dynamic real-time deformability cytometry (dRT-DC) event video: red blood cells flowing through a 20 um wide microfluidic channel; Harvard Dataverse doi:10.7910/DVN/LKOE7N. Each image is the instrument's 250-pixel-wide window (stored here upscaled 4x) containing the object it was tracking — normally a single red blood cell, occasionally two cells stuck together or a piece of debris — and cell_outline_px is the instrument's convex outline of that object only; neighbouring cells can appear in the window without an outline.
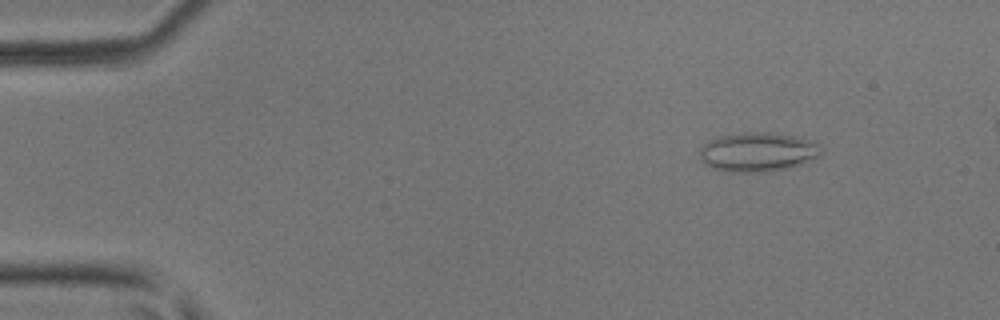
{"species": "common noctule bat (a hibernating species)", "species_latin": "Nyctalus noctula", "temperature_condition": "room temperature", "stored_images_in_passage": 49, "camera_frame_rate_fps": 3000, "um_per_image_px": 0.085, "animal": {"sex": "male", "body_mass_g": 17.9, "forearm_length_mm": 54.2}, "frame": {"image": 1, "passage_image": 6, "time_ms": 1.667, "image_size_px": [1000, 320], "cell_outline_px": [[820, 156], [800, 164], [788, 168], [768, 172], [732, 172], [712, 168], [704, 164], [700, 160], [700, 148], [708, 140], [716, 136], [744, 132], [764, 132], [796, 136], [816, 140], [820, 144]], "centroid_in_image_um": [64.4, 12.91], "position_along_channel_um": 20.6, "area_um2": 28.15}}
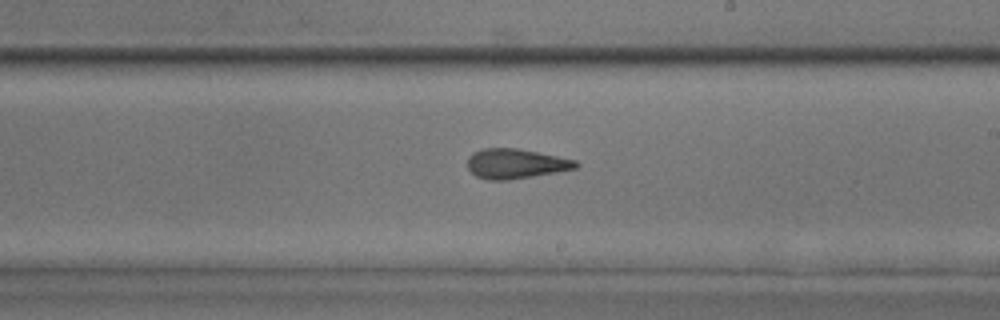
{"frame": {"image": 2, "passage_image": 29, "time_ms": 9.333, "image_size_px": [1000, 320], "cell_outline_px": [[580, 164], [576, 168], [556, 172], [508, 180], [488, 180], [476, 176], [468, 168], [468, 156], [472, 152], [484, 148], [516, 148], [576, 160]], "centroid_in_image_um": [43.81, 13.91], "position_along_channel_um": 245.2, "area_um2": 18.67}}
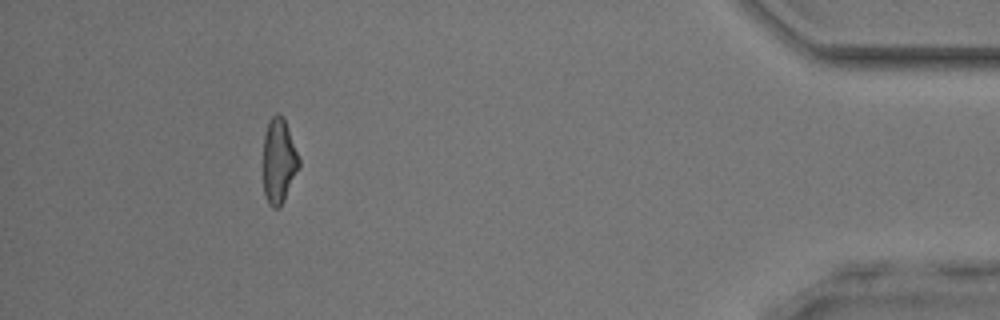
{"frame": {"image": 3, "passage_image": 45, "time_ms": 14.667, "image_size_px": [1000, 320], "cell_outline_px": [[300, 168], [280, 208], [272, 208], [268, 204], [264, 196], [264, 132], [268, 120], [276, 112], [284, 116], [300, 160]], "centroid_in_image_um": [23.71, 13.67], "position_along_channel_um": 411.5, "area_um2": 18.03}, "authors_computed_cell_mechanics": {"area_um2": 18.9006, "velocity_mm_per_s": 4.1869, "shape_relaxation_time_tau1_ms": 7.7774, "shape_relaxation_time_tau2_ms": 1.227, "deformation_change_tau1": 0.204, "deformation_change_tau2": 0.1111}}